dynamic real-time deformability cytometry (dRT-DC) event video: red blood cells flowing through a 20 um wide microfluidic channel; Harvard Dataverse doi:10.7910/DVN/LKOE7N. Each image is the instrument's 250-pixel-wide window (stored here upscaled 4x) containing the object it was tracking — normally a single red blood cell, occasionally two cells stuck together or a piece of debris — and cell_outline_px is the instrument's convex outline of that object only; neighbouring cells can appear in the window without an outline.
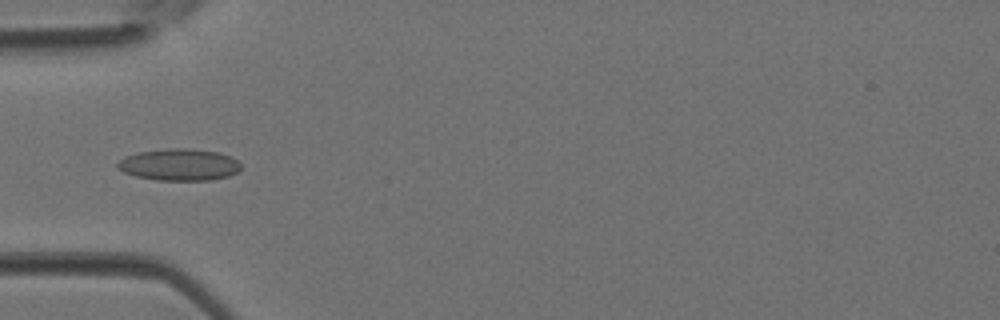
{"species": "Egyptian fruit bat (a non-hibernating species)", "species_latin": "Rousettus aegyptiacus", "temperature_condition": "room temperature", "stored_images_in_passage": 4, "camera_frame_rate_fps": 3000, "um_per_image_px": 0.085, "animal": {"sex": "female"}, "frame": {"image": 1, "passage_image": 4, "time_ms": 1.0, "image_size_px": [1000, 320], "cell_outline_px": [[240, 168], [236, 172], [228, 176], [212, 180], [156, 180], [136, 176], [124, 172], [116, 168], [116, 164], [124, 156], [140, 152], [168, 148], [188, 148], [220, 152], [236, 160], [240, 164]], "centroid_in_image_um": [15.21, 13.99], "position_along_channel_um": 69.8, "area_um2": 22.83}}